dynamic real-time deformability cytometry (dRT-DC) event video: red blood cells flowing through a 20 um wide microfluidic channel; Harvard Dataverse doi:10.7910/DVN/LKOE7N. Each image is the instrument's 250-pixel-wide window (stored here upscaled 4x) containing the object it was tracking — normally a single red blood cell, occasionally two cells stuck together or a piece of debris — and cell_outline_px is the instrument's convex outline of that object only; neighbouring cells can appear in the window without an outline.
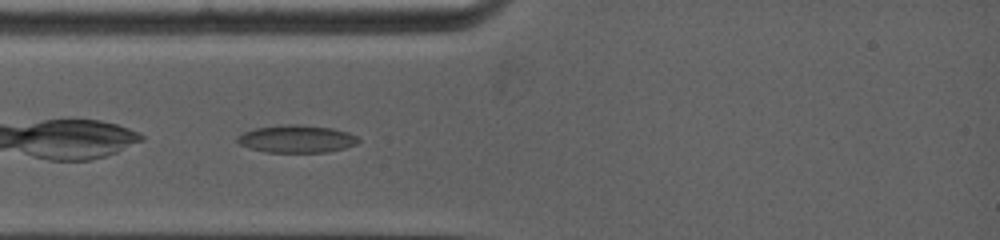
{"species": "common noctule bat (a hibernating species)", "species_latin": "Nyctalus noctula", "temperature_condition": "warm", "stored_images_in_passage": 86, "camera_frame_rate_fps": 5000, "um_per_image_px": 0.085, "animal": {"sex": "female", "body_mass_g": 19.0, "forearm_length_mm": 53.3}, "frame": {"image": 1, "passage_image": 7, "time_ms": 0.8, "image_size_px": [1000, 240], "cell_outline_px": [[360, 140], [356, 144], [344, 148], [328, 152], [268, 152], [248, 148], [240, 144], [236, 140], [236, 136], [244, 132], [256, 128], [288, 124], [300, 124], [332, 128], [348, 132], [356, 136]], "centroid_in_image_um": [25.21, 11.8], "position_along_channel_um": 59.8, "area_um2": 19.42}}
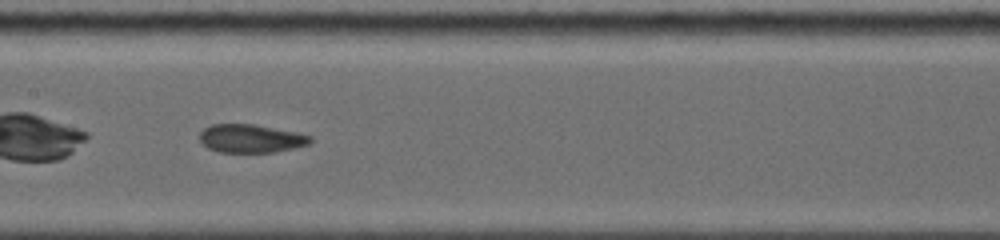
{"frame": {"image": 2, "passage_image": 32, "time_ms": 4.0, "image_size_px": [1000, 240], "cell_outline_px": [[312, 140], [308, 144], [292, 148], [272, 152], [220, 152], [208, 148], [200, 144], [200, 132], [204, 128], [212, 124], [256, 124], [296, 132], [312, 136]], "centroid_in_image_um": [21.29, 11.76], "position_along_channel_um": 186.1, "area_um2": 18.26}}
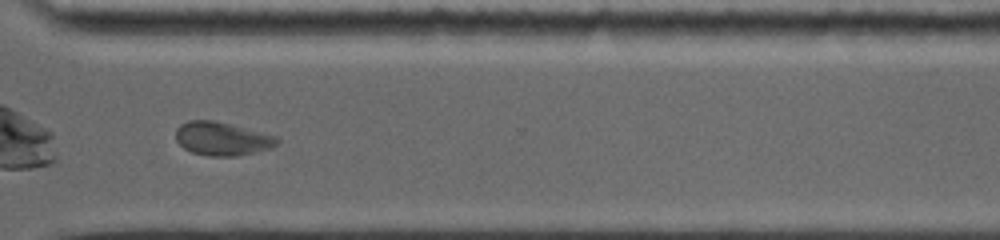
{"frame": {"image": 3, "passage_image": 66, "time_ms": 8.2, "image_size_px": [1000, 240], "cell_outline_px": [[280, 140], [272, 148], [236, 156], [208, 156], [192, 152], [184, 148], [176, 140], [176, 128], [180, 124], [188, 120], [212, 120], [276, 136]], "centroid_in_image_um": [18.85, 11.79], "position_along_channel_um": 351.8, "area_um2": 19.54}, "authors_computed_cell_mechanics": {"area_um2": 18.9584, "velocity_mm_per_s": 3.9421, "shape_relaxation_time_tau1_ms": null, "shape_relaxation_time_tau2_ms": 2.0312, "deformation_change_tau1": null, "deformation_change_tau2": 0.0871}}